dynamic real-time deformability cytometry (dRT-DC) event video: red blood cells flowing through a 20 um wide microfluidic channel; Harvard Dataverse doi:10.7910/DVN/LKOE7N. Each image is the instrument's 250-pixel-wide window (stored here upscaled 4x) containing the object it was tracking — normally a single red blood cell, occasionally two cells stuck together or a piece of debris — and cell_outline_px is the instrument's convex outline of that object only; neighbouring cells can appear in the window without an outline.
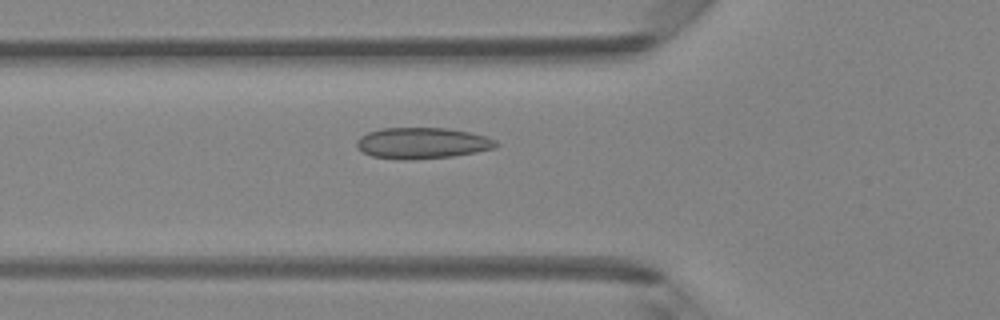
{"species": "Egyptian fruit bat (a non-hibernating species)", "species_latin": "Rousettus aegyptiacus", "temperature_condition": "room temperature", "stored_images_in_passage": 48, "camera_frame_rate_fps": 3000, "um_per_image_px": 0.085, "animal": {"sex": "female"}, "frame": {"image": 1, "passage_image": 17, "time_ms": 5.333, "image_size_px": [1000, 320], "cell_outline_px": [[500, 144], [496, 148], [476, 152], [452, 156], [412, 160], [400, 160], [372, 156], [356, 148], [356, 140], [360, 136], [368, 132], [384, 128], [448, 128], [488, 136], [496, 140]], "centroid_in_image_um": [35.9, 12.17], "position_along_channel_um": 89.9, "area_um2": 25.49}}
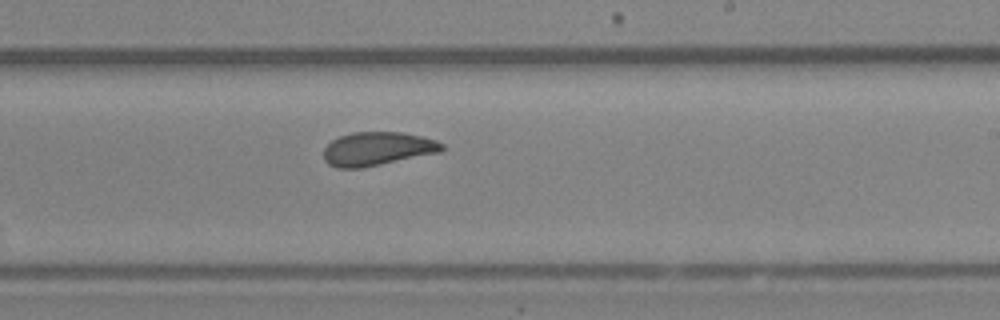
{"frame": {"image": 2, "passage_image": 29, "time_ms": 9.333, "image_size_px": [1000, 320], "cell_outline_px": [[444, 148], [440, 152], [360, 168], [336, 168], [328, 164], [324, 160], [324, 148], [332, 140], [340, 136], [352, 132], [404, 132], [436, 140], [444, 144]], "centroid_in_image_um": [32.06, 12.64], "position_along_channel_um": 256.9, "area_um2": 23.06}}
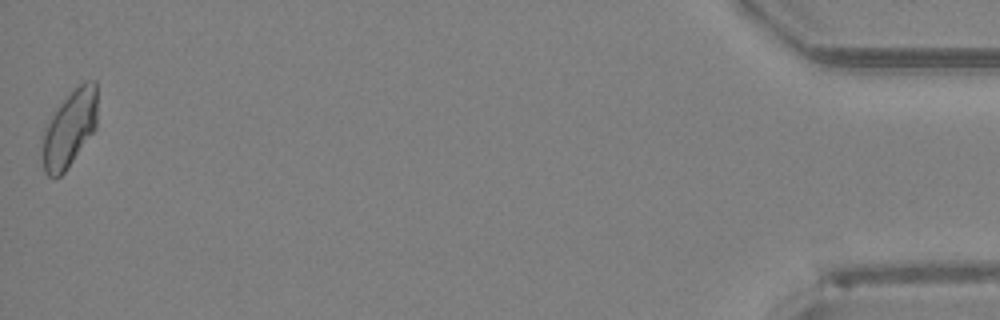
{"frame": {"image": 3, "passage_image": 48, "time_ms": 15.667, "image_size_px": [1000, 320], "cell_outline_px": [[96, 128], [64, 172], [60, 176], [48, 176], [44, 172], [40, 156], [40, 136], [52, 112], [84, 80], [96, 80]], "centroid_in_image_um": [5.84, 10.96], "position_along_channel_um": 429.4, "area_um2": 24.85}, "authors_computed_cell_mechanics": {"area_um2": 23.9003, "velocity_mm_per_s": 4.1826, "shape_relaxation_time_tau1_ms": 4.554, "shape_relaxation_time_tau2_ms": 1.2354, "deformation_change_tau1": 0.1194, "deformation_change_tau2": 0.0715}}